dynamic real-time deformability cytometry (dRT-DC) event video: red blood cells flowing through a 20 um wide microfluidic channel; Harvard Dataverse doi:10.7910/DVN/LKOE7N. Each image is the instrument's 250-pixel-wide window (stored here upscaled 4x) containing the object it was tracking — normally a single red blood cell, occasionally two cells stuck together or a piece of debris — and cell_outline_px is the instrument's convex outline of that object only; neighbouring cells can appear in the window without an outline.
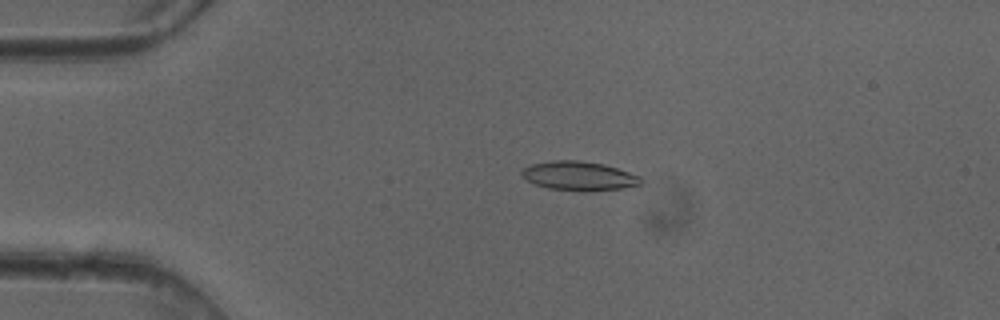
{"species": "common noctule bat (a hibernating species)", "species_latin": "Nyctalus noctula", "temperature_condition": "cold", "stored_images_in_passage": 49, "camera_frame_rate_fps": 3000, "um_per_image_px": 0.085, "animal": {"sex": "female"}, "frame": {"image": 1, "passage_image": 10, "time_ms": 3.0, "image_size_px": [1000, 320], "cell_outline_px": [[644, 180], [640, 184], [624, 188], [588, 192], [584, 192], [548, 188], [536, 184], [528, 180], [520, 172], [524, 168], [532, 164], [552, 160], [580, 160], [604, 164], [640, 176]], "centroid_in_image_um": [49.25, 14.96], "position_along_channel_um": 35.8, "area_um2": 20.23}}
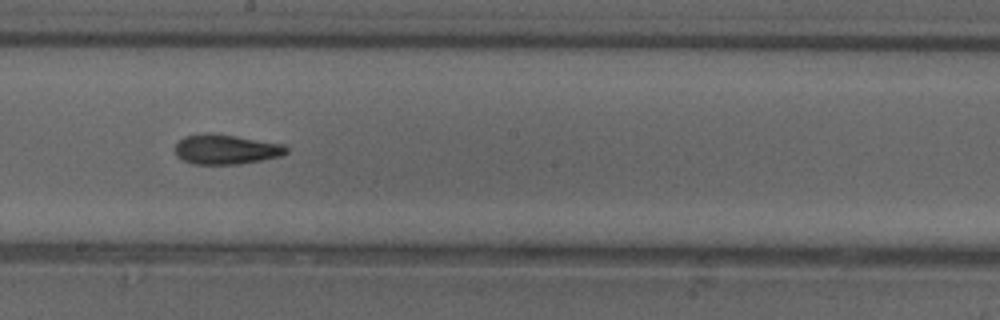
{"frame": {"image": 2, "passage_image": 27, "time_ms": 8.667, "image_size_px": [1000, 320], "cell_outline_px": [[288, 152], [280, 156], [240, 164], [192, 164], [176, 156], [176, 144], [184, 136], [204, 132], [212, 132], [284, 144], [288, 148]], "centroid_in_image_um": [19.2, 12.68], "position_along_channel_um": 229.0, "area_um2": 19.42}}
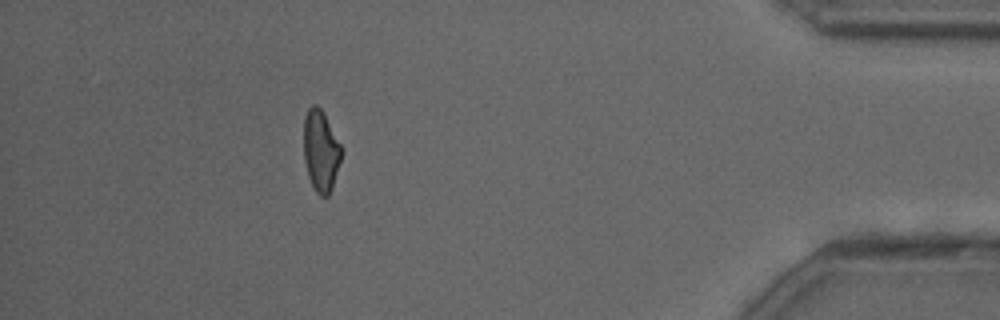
{"frame": {"image": 3, "passage_image": 44, "time_ms": 14.333, "image_size_px": [1000, 320], "cell_outline_px": [[344, 152], [332, 188], [328, 196], [320, 196], [316, 192], [308, 176], [304, 160], [304, 116], [308, 108], [312, 104], [316, 104], [324, 112], [344, 148]], "centroid_in_image_um": [27.3, 12.79], "position_along_channel_um": 407.9, "area_um2": 18.38}, "authors_computed_cell_mechanics": {"area_um2": 19.3052, "velocity_mm_per_s": 4.1061, "shape_relaxation_time_tau1_ms": 7.2965, "shape_relaxation_time_tau2_ms": 3.2272, "deformation_change_tau1": 0.192, "deformation_change_tau2": 0.1166}}